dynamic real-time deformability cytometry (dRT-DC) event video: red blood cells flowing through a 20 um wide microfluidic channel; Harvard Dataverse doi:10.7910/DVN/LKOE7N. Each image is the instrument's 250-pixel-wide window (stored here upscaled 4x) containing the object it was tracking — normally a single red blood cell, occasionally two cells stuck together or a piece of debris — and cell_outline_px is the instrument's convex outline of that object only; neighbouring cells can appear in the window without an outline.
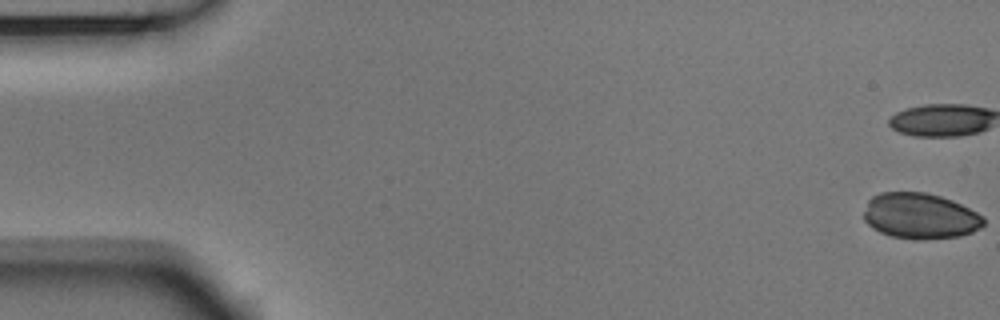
{"species": "Egyptian fruit bat (a non-hibernating species)", "species_latin": "Rousettus aegyptiacus", "temperature_condition": "room temperature", "stored_images_in_passage": 54, "camera_frame_rate_fps": 3000, "um_per_image_px": 0.085, "animal": {"sex": "male"}, "frame": {"image": 1, "passage_image": 1, "time_ms": 0.0, "image_size_px": [1000, 320], "cell_outline_px": [[984, 224], [980, 228], [972, 232], [960, 236], [924, 240], [916, 240], [892, 236], [880, 232], [872, 228], [864, 220], [864, 212], [868, 200], [872, 196], [880, 192], [924, 192], [940, 196], [952, 200], [984, 216]], "centroid_in_image_um": [78.2, 18.36], "position_along_channel_um": 6.8, "area_um2": 32.08}}